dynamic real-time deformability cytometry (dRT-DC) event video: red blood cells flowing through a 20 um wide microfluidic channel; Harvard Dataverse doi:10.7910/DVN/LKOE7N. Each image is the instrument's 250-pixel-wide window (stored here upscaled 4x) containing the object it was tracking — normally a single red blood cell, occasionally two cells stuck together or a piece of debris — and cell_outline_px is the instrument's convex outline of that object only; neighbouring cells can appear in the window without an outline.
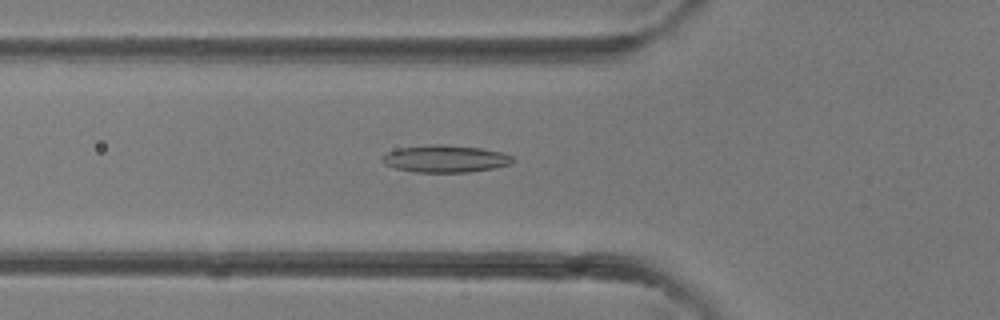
{"species": "common noctule bat (a hibernating species)", "species_latin": "Nyctalus noctula", "temperature_condition": "room temperature", "stored_images_in_passage": 33, "camera_frame_rate_fps": 3000, "um_per_image_px": 0.085, "animal": {"sex": "female"}, "frame": {"image": 1, "passage_image": 11, "time_ms": 3.333, "image_size_px": [1000, 320], "cell_outline_px": [[516, 160], [512, 164], [492, 168], [468, 172], [416, 172], [396, 168], [384, 164], [380, 160], [380, 156], [388, 152], [400, 148], [428, 144], [444, 144], [480, 148], [504, 152], [512, 156]], "centroid_in_image_um": [37.86, 13.49], "position_along_channel_um": 87.9, "area_um2": 20.87}}
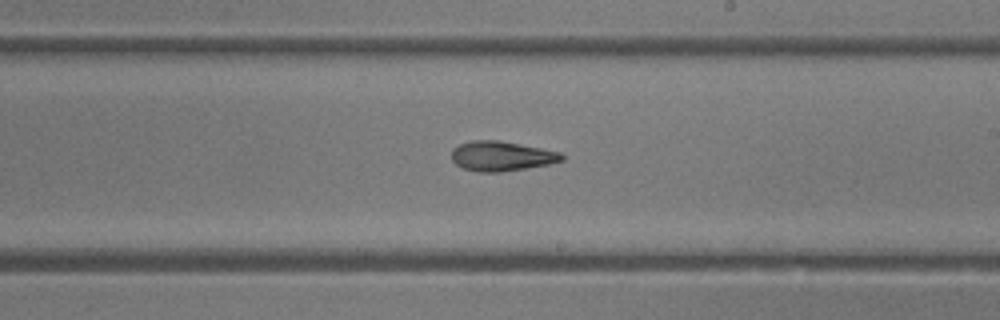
{"frame": {"image": 2, "passage_image": 20, "time_ms": 6.333, "image_size_px": [1000, 320], "cell_outline_px": [[564, 160], [548, 164], [500, 172], [480, 172], [464, 168], [456, 164], [452, 160], [452, 148], [460, 144], [472, 140], [500, 140], [560, 152], [564, 156]], "centroid_in_image_um": [42.61, 13.26], "position_along_channel_um": 246.4, "area_um2": 18.96}}
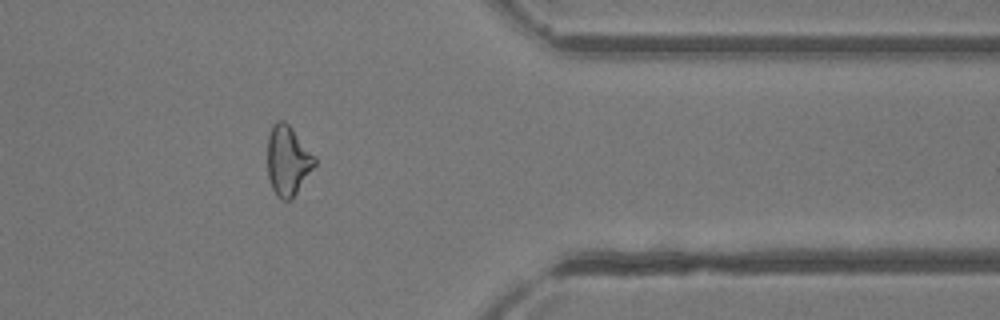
{"frame": {"image": 3, "passage_image": 29, "time_ms": 9.333, "image_size_px": [1000, 320], "cell_outline_px": [[316, 164], [292, 200], [280, 200], [276, 196], [272, 188], [268, 176], [268, 136], [272, 124], [276, 120], [284, 120], [292, 128], [316, 156]], "centroid_in_image_um": [24.47, 13.65], "position_along_channel_um": 386.9, "area_um2": 19.42}}